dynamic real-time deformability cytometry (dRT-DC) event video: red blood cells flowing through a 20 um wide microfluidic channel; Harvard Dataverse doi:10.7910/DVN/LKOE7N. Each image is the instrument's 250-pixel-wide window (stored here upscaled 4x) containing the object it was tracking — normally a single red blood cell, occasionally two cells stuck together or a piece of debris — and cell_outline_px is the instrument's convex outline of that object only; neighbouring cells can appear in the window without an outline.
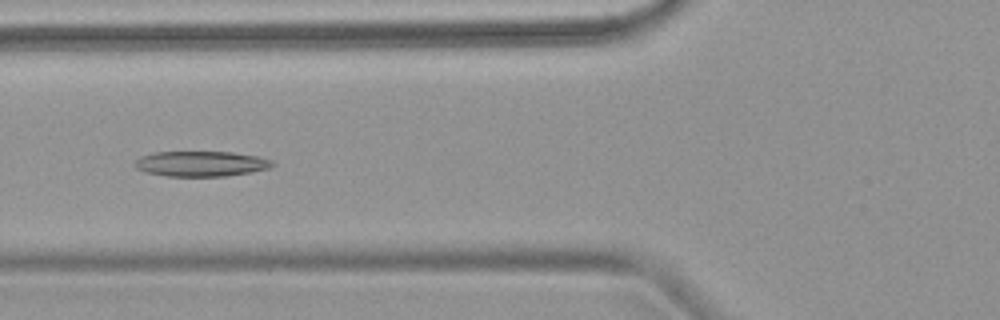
{"species": "common noctule bat (a hibernating species)", "species_latin": "Nyctalus noctula", "temperature_condition": "warm", "stored_images_in_passage": 8, "camera_frame_rate_fps": 3000, "um_per_image_px": 0.085, "animal": {"sex": "female", "body_mass_g": 18.4}, "frame": {"image": 1, "passage_image": 5, "time_ms": 5.667, "image_size_px": [1000, 320], "cell_outline_px": [[276, 164], [272, 168], [252, 172], [228, 176], [164, 176], [144, 172], [136, 168], [132, 164], [140, 156], [152, 152], [232, 152], [256, 156], [272, 160]], "centroid_in_image_um": [17.08, 13.92], "position_along_channel_um": 108.7, "area_um2": 20.58}}
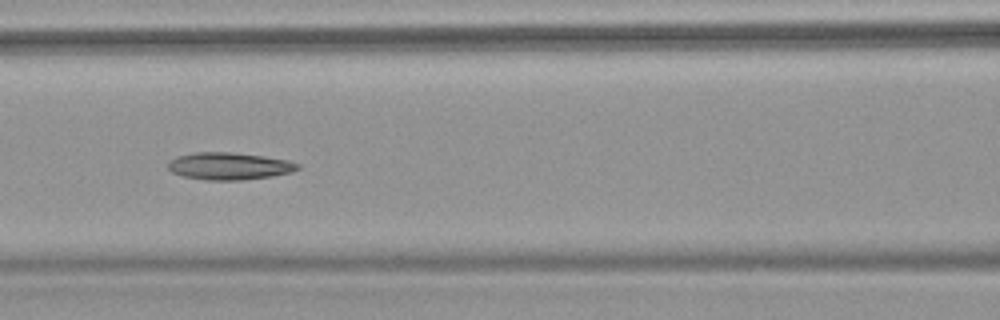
{"frame": {"image": 2, "passage_image": 6, "time_ms": 6.667, "image_size_px": [1000, 320], "cell_outline_px": [[300, 168], [292, 172], [272, 176], [240, 180], [204, 180], [184, 176], [172, 172], [168, 168], [168, 160], [176, 156], [196, 152], [232, 152], [264, 156], [288, 160], [300, 164]], "centroid_in_image_um": [19.48, 14.11], "position_along_channel_um": 147.1, "area_um2": 20.69}}
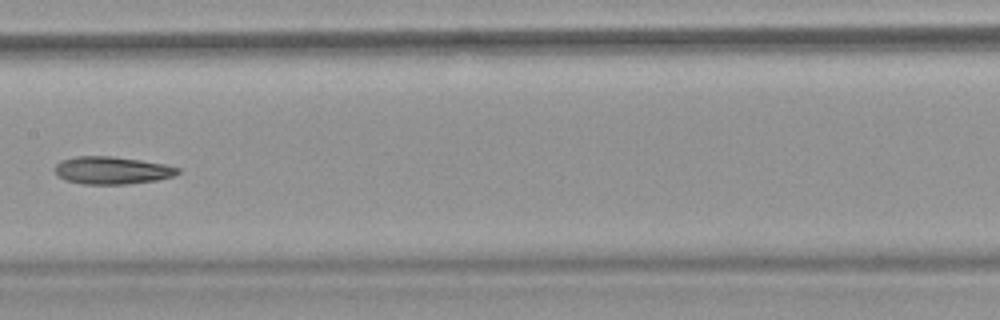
{"frame": {"image": 3, "passage_image": 7, "time_ms": 8.0, "image_size_px": [1000, 320], "cell_outline_px": [[180, 172], [172, 176], [156, 180], [128, 184], [84, 184], [64, 180], [52, 168], [60, 160], [76, 156], [112, 156], [140, 160], [164, 164], [180, 168]], "centroid_in_image_um": [9.49, 14.47], "position_along_channel_um": 197.9, "area_um2": 19.77}}